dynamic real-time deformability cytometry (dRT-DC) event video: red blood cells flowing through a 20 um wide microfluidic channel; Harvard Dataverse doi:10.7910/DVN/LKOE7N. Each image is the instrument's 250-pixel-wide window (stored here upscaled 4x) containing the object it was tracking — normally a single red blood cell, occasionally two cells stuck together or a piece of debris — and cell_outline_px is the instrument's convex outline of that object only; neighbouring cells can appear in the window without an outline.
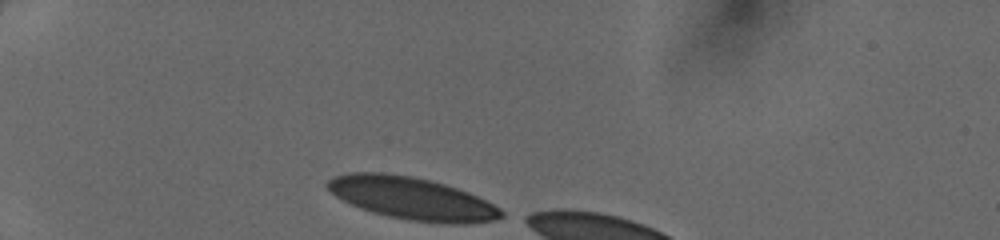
{"species": "human", "species_latin": "Homo sapiens", "temperature_condition": "cold", "stored_images_in_passage": 6, "camera_frame_rate_fps": 3000, "um_per_image_px": 0.085, "donor": {"sex": "female"}, "frame": {"image": 1, "passage_image": 1, "time_ms": 0.0, "image_size_px": [1000, 240], "cell_outline_px": [[504, 216], [496, 220], [472, 224], [448, 224], [408, 220], [388, 216], [372, 212], [360, 208], [336, 196], [324, 184], [328, 180], [336, 176], [348, 172], [384, 172], [412, 176], [432, 180], [468, 192], [500, 208], [504, 212]], "centroid_in_image_um": [35.04, 16.87], "position_along_channel_um": 50.0, "area_um2": 43.06}}